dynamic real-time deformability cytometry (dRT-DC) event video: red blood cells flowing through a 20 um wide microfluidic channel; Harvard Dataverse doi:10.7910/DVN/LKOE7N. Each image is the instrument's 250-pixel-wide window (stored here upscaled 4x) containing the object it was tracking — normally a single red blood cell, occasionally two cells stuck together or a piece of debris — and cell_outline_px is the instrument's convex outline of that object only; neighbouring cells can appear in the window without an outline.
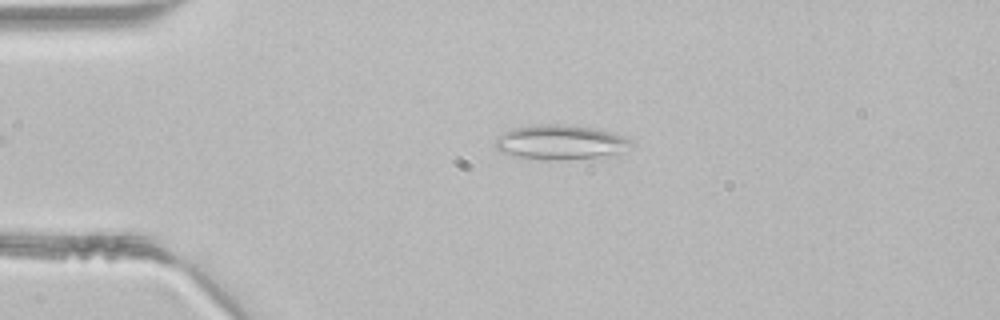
{"species": "common noctule bat (a hibernating species)", "species_latin": "Nyctalus noctula", "temperature_condition": "room temperature", "stored_images_in_passage": 32, "camera_frame_rate_fps": 3000, "um_per_image_px": 0.085, "animal": {"sex": "male", "body_mass_g": 21.5, "forearm_length_mm": 52.0}, "frame": {"image": 1, "passage_image": 2, "time_ms": 0.333, "image_size_px": [1000, 320], "cell_outline_px": [[632, 144], [616, 156], [552, 160], [516, 156], [500, 152], [496, 148], [496, 136], [504, 132], [516, 128], [548, 124], [560, 124], [596, 128], [624, 136], [632, 140]], "centroid_in_image_um": [47.69, 12.1], "position_along_channel_um": 37.3, "area_um2": 27.28}}
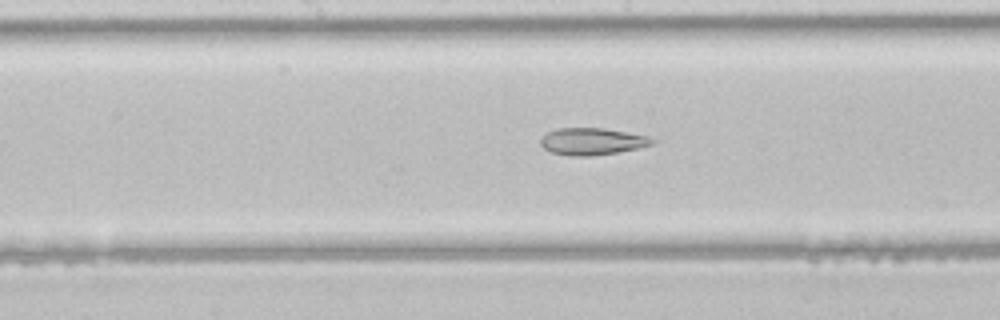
{"frame": {"image": 2, "passage_image": 15, "time_ms": 4.667, "image_size_px": [1000, 320], "cell_outline_px": [[656, 140], [652, 144], [636, 148], [616, 152], [592, 156], [572, 156], [552, 152], [544, 148], [540, 144], [540, 140], [548, 132], [556, 128], [604, 128], [648, 136]], "centroid_in_image_um": [50.31, 12.01], "position_along_channel_um": 197.9, "area_um2": 17.34}}
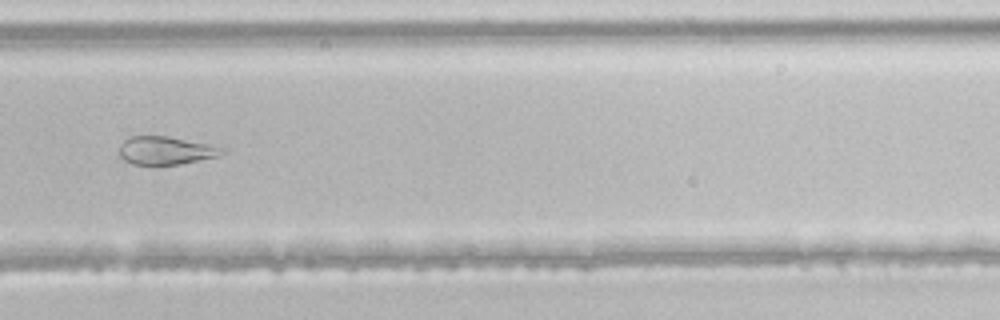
{"frame": {"image": 3, "passage_image": 23, "time_ms": 7.333, "image_size_px": [1000, 320], "cell_outline_px": [[228, 152], [220, 156], [180, 164], [132, 164], [124, 160], [120, 156], [120, 144], [124, 140], [132, 136], [168, 136], [208, 144], [224, 148]], "centroid_in_image_um": [14.12, 12.79], "position_along_channel_um": 315.7, "area_um2": 16.82}}